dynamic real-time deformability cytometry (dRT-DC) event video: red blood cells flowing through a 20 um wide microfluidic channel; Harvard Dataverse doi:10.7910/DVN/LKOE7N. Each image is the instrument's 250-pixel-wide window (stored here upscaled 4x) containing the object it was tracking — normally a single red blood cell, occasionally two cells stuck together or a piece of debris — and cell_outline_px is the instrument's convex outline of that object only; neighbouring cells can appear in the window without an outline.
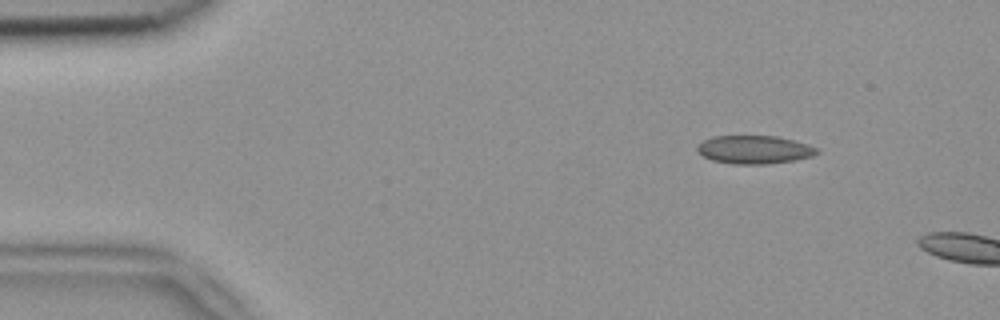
{"species": "common noctule bat (a hibernating species)", "species_latin": "Nyctalus noctula", "temperature_condition": "room temperature", "stored_images_in_passage": 4, "camera_frame_rate_fps": 3000, "um_per_image_px": 0.085, "animal": {"sex": "female", "body_mass_g": 18.4}, "frame": {"image": 1, "passage_image": 1, "time_ms": 0.0, "image_size_px": [1000, 320], "cell_outline_px": [[820, 152], [812, 156], [796, 160], [768, 164], [732, 164], [712, 160], [704, 156], [696, 148], [704, 140], [712, 136], [776, 136], [808, 144], [820, 148]], "centroid_in_image_um": [64.17, 12.72], "position_along_channel_um": 20.8, "area_um2": 19.71}}